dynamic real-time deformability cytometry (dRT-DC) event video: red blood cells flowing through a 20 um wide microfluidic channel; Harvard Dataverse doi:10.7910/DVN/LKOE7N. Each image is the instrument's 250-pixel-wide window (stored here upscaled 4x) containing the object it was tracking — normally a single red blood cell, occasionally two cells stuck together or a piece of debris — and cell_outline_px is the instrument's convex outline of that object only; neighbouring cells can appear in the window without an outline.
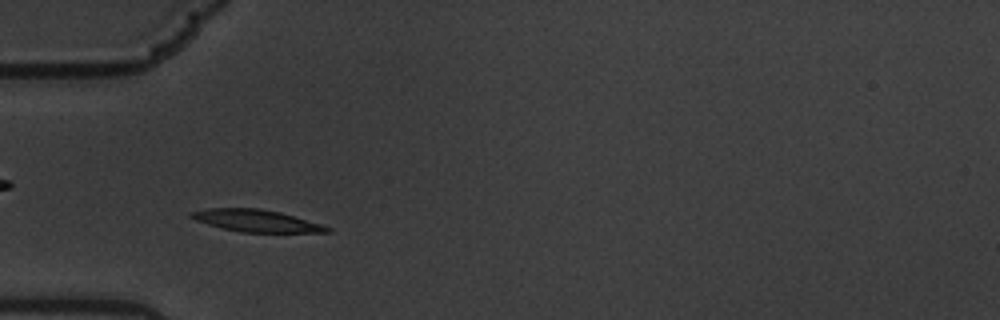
{"species": "common noctule bat (a hibernating species)", "species_latin": "Nyctalus noctula", "temperature_condition": "warm", "stored_images_in_passage": 51, "camera_frame_rate_fps": 3000, "um_per_image_px": 0.085, "animal": {"sex": "male", "body_mass_g": 19.5, "forearm_length_mm": 54.6}, "frame": {"image": 1, "passage_image": 9, "time_ms": 2.667, "image_size_px": [1000, 320], "cell_outline_px": [[332, 232], [240, 232], [208, 224], [196, 220], [188, 216], [188, 212], [208, 208], [256, 208], [280, 212], [320, 224], [332, 228]], "centroid_in_image_um": [21.75, 18.76], "position_along_channel_um": 63.3, "area_um2": 17.28}}
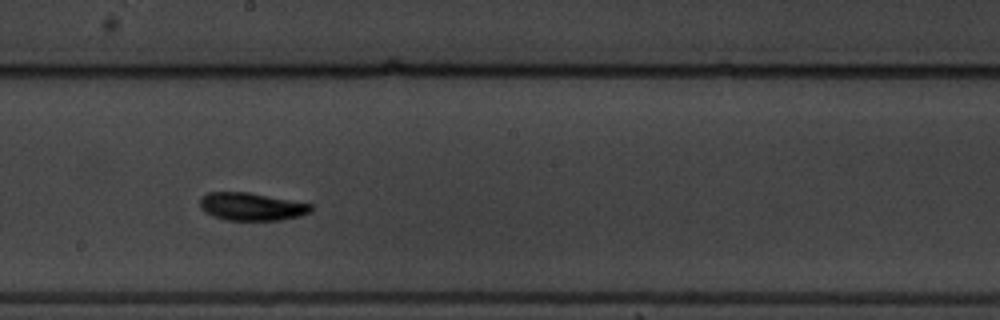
{"frame": {"image": 2, "passage_image": 24, "time_ms": 7.667, "image_size_px": [1000, 320], "cell_outline_px": [[312, 212], [300, 216], [280, 220], [224, 220], [212, 216], [204, 212], [200, 208], [200, 200], [208, 192], [248, 192], [312, 204]], "centroid_in_image_um": [21.38, 17.57], "position_along_channel_um": 226.8, "area_um2": 18.03}}
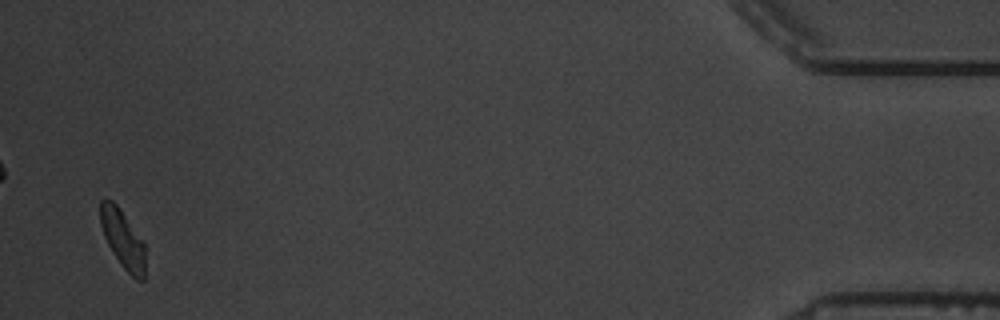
{"frame": {"image": 3, "passage_image": 49, "time_ms": 16.0, "image_size_px": [1000, 320], "cell_outline_px": [[144, 280], [136, 280], [124, 268], [108, 244], [104, 236], [100, 224], [100, 200], [112, 200], [120, 208], [144, 244]], "centroid_in_image_um": [10.42, 20.3], "position_along_channel_um": 424.8, "area_um2": 14.8}, "authors_computed_cell_mechanics": {"area_um2": 17.34, "velocity_mm_per_s": 3.3302, "shape_relaxation_time_tau1_ms": 3.177, "shape_relaxation_time_tau2_ms": 5.8493, "deformation_change_tau1": 0.1542, "deformation_change_tau2": 0.1195}}